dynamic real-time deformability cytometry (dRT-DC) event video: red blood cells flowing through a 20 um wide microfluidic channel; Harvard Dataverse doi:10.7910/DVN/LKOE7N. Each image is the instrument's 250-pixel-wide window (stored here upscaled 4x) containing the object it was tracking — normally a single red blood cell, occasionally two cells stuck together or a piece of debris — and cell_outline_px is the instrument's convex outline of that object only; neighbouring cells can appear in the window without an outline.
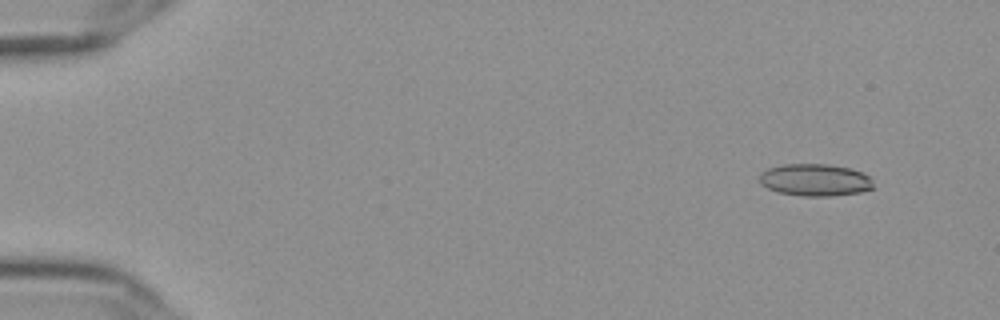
{"species": "Egyptian fruit bat (a non-hibernating species)", "species_latin": "Rousettus aegyptiacus", "temperature_condition": "cold", "stored_images_in_passage": 54, "camera_frame_rate_fps": 3000, "um_per_image_px": 0.085, "frame": {"image": 1, "passage_image": 2, "time_ms": 0.333, "image_size_px": [1000, 320], "cell_outline_px": [[872, 188], [860, 192], [832, 196], [800, 196], [776, 192], [760, 184], [760, 172], [768, 168], [784, 164], [828, 164], [848, 168], [860, 172], [868, 176], [872, 180]], "centroid_in_image_um": [69.23, 15.3], "position_along_channel_um": 15.8, "area_um2": 21.33}}
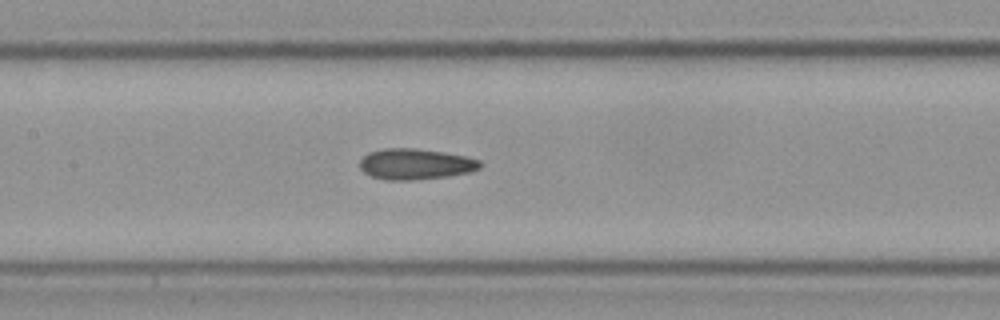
{"frame": {"image": 2, "passage_image": 25, "time_ms": 8.0, "image_size_px": [1000, 320], "cell_outline_px": [[484, 164], [480, 168], [472, 172], [448, 176], [412, 180], [384, 180], [372, 176], [364, 172], [360, 168], [360, 160], [368, 152], [384, 148], [416, 148], [444, 152], [468, 156], [480, 160]], "centroid_in_image_um": [35.35, 13.94], "position_along_channel_um": 172.0, "area_um2": 21.91}}
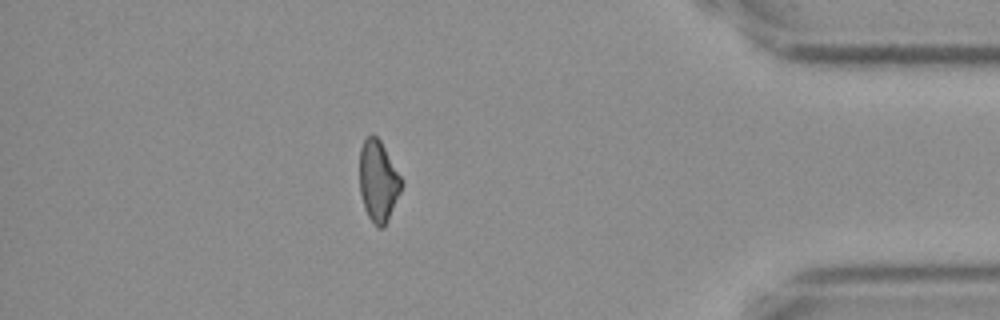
{"frame": {"image": 3, "passage_image": 47, "time_ms": 15.333, "image_size_px": [1000, 320], "cell_outline_px": [[404, 184], [388, 220], [384, 228], [380, 228], [368, 216], [364, 208], [360, 192], [360, 148], [364, 140], [372, 132], [380, 140], [404, 180]], "centroid_in_image_um": [32.17, 15.37], "position_along_channel_um": 403.0, "area_um2": 19.94}, "authors_computed_cell_mechanics": {"area_um2": 21.2415, "velocity_mm_per_s": 3.6341, "shape_relaxation_time_tau1_ms": null, "shape_relaxation_time_tau2_ms": 5.7307, "deformation_change_tau1": null, "deformation_change_tau2": 0.1279}}